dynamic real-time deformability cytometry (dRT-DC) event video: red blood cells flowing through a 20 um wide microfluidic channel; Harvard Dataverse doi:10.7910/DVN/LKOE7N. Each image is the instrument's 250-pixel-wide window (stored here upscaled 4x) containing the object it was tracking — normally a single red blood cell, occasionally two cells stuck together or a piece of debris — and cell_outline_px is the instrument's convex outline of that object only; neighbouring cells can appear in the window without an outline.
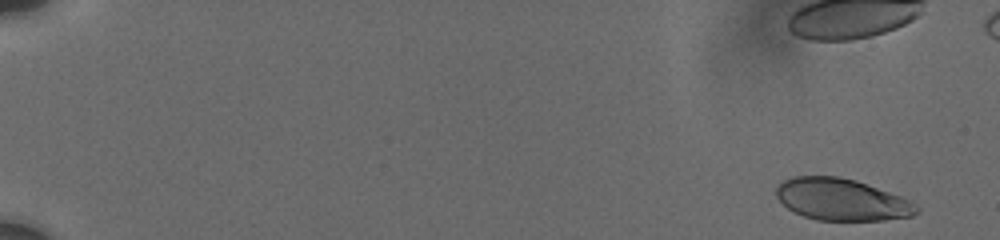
{"species": "human", "species_latin": "Homo sapiens", "temperature_condition": "cold", "stored_images_in_passage": 8, "camera_frame_rate_fps": 3000, "um_per_image_px": 0.085, "donor": {"sex": "male"}, "frame": {"image": 1, "passage_image": 1, "time_ms": 0.0, "image_size_px": [1000, 240], "cell_outline_px": [[920, 212], [912, 216], [884, 220], [816, 220], [804, 216], [788, 208], [776, 196], [776, 188], [784, 180], [792, 176], [840, 176], [856, 180], [900, 196], [908, 200], [920, 208]], "centroid_in_image_um": [71.55, 16.96], "position_along_channel_um": 13.5, "area_um2": 34.04}}